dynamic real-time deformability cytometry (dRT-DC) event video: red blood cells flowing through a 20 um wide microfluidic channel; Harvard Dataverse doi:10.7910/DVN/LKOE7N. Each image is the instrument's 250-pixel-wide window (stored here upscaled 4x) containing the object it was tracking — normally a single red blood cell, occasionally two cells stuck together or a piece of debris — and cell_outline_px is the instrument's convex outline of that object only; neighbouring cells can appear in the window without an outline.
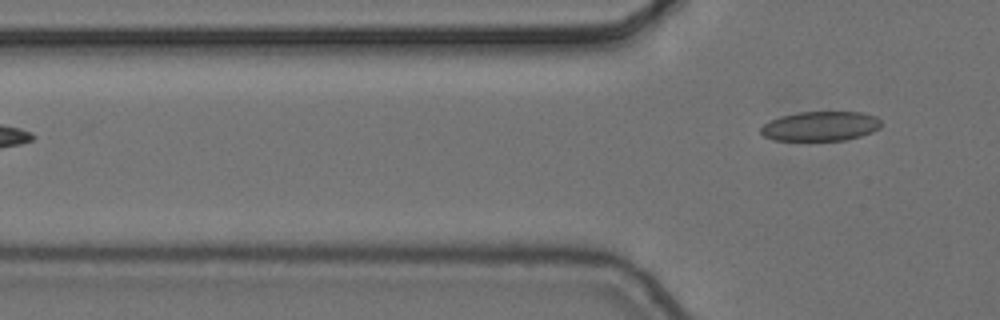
{"species": "common noctule bat (a hibernating species)", "species_latin": "Nyctalus noctula", "temperature_condition": "cold", "stored_images_in_passage": 7, "camera_frame_rate_fps": 3000, "um_per_image_px": 0.085, "animal": {"sex": "female", "body_mass_g": 24.6, "forearm_length_mm": 56.2}, "frame": {"image": 1, "passage_image": 7, "time_ms": 2.0, "image_size_px": [1000, 320], "cell_outline_px": [[880, 128], [872, 132], [860, 136], [844, 140], [772, 140], [764, 136], [760, 132], [760, 128], [764, 124], [780, 116], [796, 112], [864, 112], [876, 116], [880, 120]], "centroid_in_image_um": [69.74, 10.72], "position_along_channel_um": 56.1, "area_um2": 20.75}}